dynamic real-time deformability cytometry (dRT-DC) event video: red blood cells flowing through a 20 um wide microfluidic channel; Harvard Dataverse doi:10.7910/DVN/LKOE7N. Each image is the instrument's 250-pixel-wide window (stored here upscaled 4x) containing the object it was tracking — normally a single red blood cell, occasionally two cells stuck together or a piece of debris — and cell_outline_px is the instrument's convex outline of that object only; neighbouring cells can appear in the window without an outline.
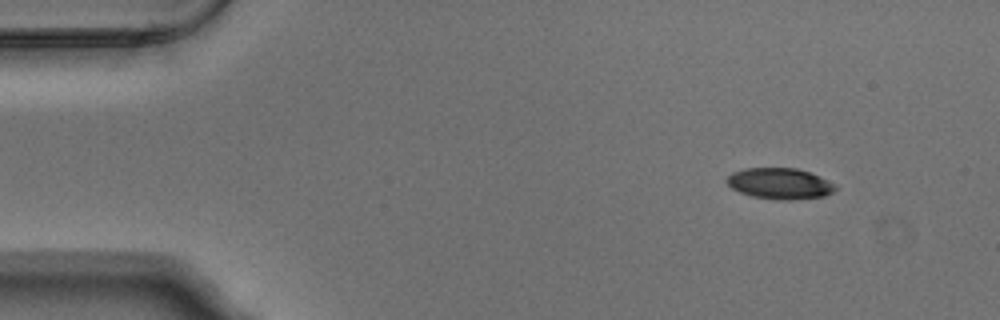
{"species": "Egyptian fruit bat (a non-hibernating species)", "species_latin": "Rousettus aegyptiacus", "temperature_condition": "warm", "stored_images_in_passage": 3, "camera_frame_rate_fps": 3000, "um_per_image_px": 0.085, "animal": {"sex": "male"}, "frame": {"image": 1, "passage_image": 1, "time_ms": 0.0, "image_size_px": [1000, 320], "cell_outline_px": [[836, 188], [832, 192], [824, 196], [792, 200], [780, 200], [752, 196], [740, 192], [732, 188], [724, 180], [732, 172], [744, 168], [796, 168], [808, 172], [828, 180]], "centroid_in_image_um": [66.24, 15.6], "position_along_channel_um": 18.8, "area_um2": 19.48}}
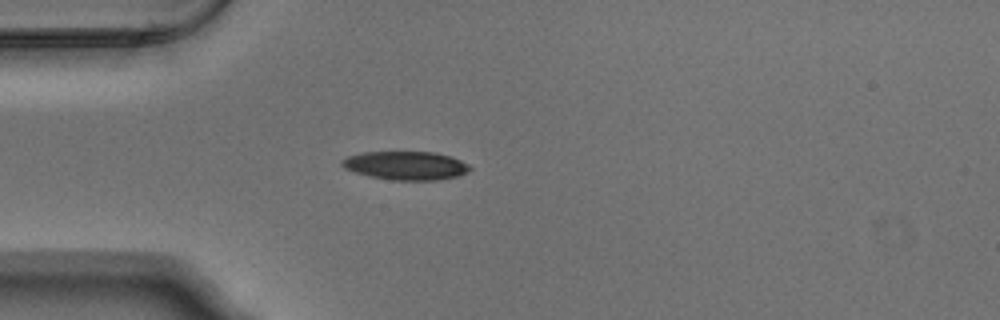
{"frame": {"image": 2, "passage_image": 3, "time_ms": 0.667, "image_size_px": [1000, 320], "cell_outline_px": [[472, 168], [456, 176], [440, 180], [392, 180], [368, 176], [344, 168], [340, 164], [340, 160], [348, 156], [360, 152], [436, 152], [460, 160], [468, 164]], "centroid_in_image_um": [34.44, 14.07], "position_along_channel_um": 50.6, "area_um2": 21.21}}